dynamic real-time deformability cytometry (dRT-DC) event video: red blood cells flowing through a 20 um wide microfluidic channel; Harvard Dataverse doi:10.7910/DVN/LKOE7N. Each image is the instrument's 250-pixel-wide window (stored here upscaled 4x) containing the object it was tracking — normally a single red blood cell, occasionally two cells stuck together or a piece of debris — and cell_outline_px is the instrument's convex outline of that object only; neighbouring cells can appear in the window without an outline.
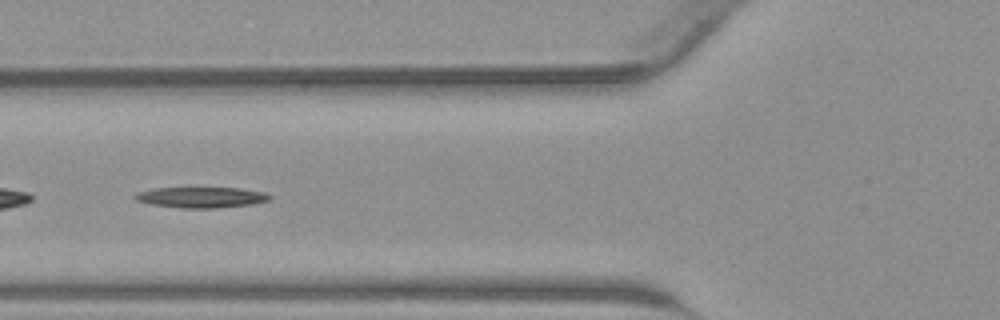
{"species": "common noctule bat (a hibernating species)", "species_latin": "Nyctalus noctula", "temperature_condition": "warm", "stored_images_in_passage": 19, "segment_of_instrument_passage": [2, 2], "camera_frame_rate_fps": 3000, "um_per_image_px": 0.085, "animal": {"sex": "male", "body_mass_g": 23.1, "forearm_length_mm": 52.7}, "frame": {"image": 1, "passage_image": 17, "time_ms": 5.333, "image_size_px": [1000, 320], "cell_outline_px": [[272, 196], [268, 200], [252, 204], [216, 208], [180, 208], [152, 204], [136, 200], [132, 196], [136, 192], [152, 188], [240, 188], [264, 192]], "centroid_in_image_um": [17.07, 16.77], "position_along_channel_um": 108.7, "area_um2": 16.24}}